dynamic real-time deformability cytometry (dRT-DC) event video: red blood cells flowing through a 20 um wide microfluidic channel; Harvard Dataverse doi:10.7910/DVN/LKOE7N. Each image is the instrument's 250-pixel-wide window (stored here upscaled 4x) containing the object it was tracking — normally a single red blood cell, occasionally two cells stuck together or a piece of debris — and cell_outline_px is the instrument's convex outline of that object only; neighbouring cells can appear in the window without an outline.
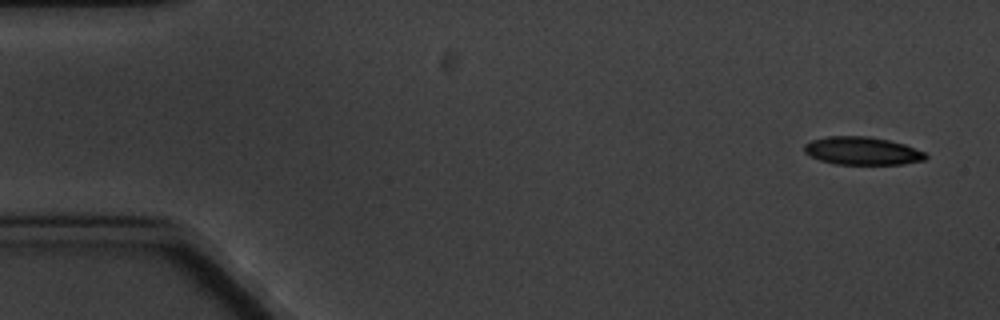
{"species": "common noctule bat (a hibernating species)", "species_latin": "Nyctalus noctula", "temperature_condition": "cold", "stored_images_in_passage": 5, "camera_frame_rate_fps": 3000, "um_per_image_px": 0.085, "animal": {"sex": "male", "body_mass_g": 20.1, "forearm_length_mm": 53.5}, "frame": {"image": 1, "passage_image": 1, "time_ms": 0.0, "image_size_px": [1000, 320], "cell_outline_px": [[928, 156], [924, 160], [904, 164], [836, 164], [820, 160], [804, 152], [804, 144], [812, 140], [828, 136], [864, 136], [888, 140], [904, 144], [924, 152]], "centroid_in_image_um": [73.28, 12.83], "position_along_channel_um": 11.7, "area_um2": 19.59}}
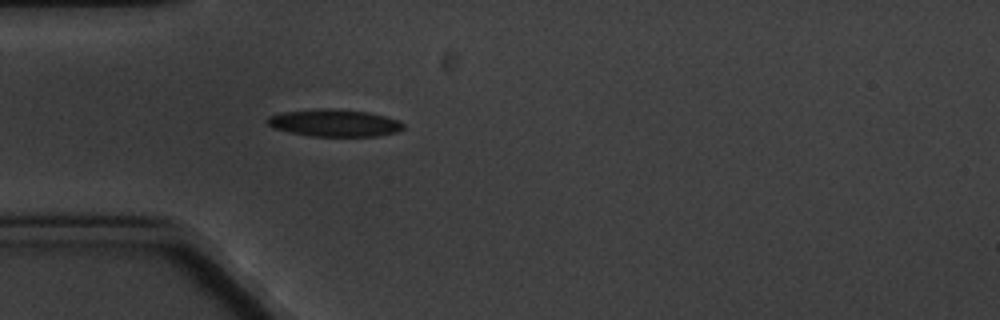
{"frame": {"image": 2, "passage_image": 5, "time_ms": 4.667, "image_size_px": [1000, 320], "cell_outline_px": [[404, 128], [396, 132], [376, 136], [312, 136], [272, 128], [264, 120], [268, 116], [280, 112], [316, 108], [336, 108], [368, 112], [400, 120], [404, 124]], "centroid_in_image_um": [28.39, 10.43], "position_along_channel_um": 56.6, "area_um2": 21.79}}